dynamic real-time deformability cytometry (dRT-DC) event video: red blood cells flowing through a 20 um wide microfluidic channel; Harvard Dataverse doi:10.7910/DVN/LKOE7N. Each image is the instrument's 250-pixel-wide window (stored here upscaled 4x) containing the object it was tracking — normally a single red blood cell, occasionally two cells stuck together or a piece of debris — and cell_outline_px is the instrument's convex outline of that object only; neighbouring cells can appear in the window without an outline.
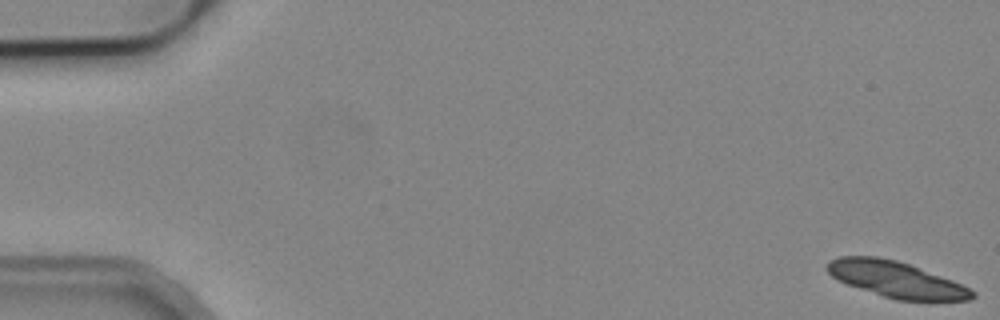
{"species": "common noctule bat (a hibernating species)", "species_latin": "Nyctalus noctula", "temperature_condition": "cold", "stored_images_in_passage": 6, "camera_frame_rate_fps": 3000, "um_per_image_px": 0.085, "animal": {"sex": "male", "body_mass_g": 19.2, "forearm_length_mm": 51.8}, "frame": {"image": 1, "passage_image": 1, "time_ms": 0.0, "image_size_px": [1000, 320], "cell_outline_px": [[976, 296], [972, 300], [896, 300], [836, 280], [824, 268], [828, 260], [840, 256], [876, 256], [896, 260], [908, 264], [952, 280], [976, 292]], "centroid_in_image_um": [76.13, 23.74], "position_along_channel_um": 8.9, "area_um2": 30.17}}
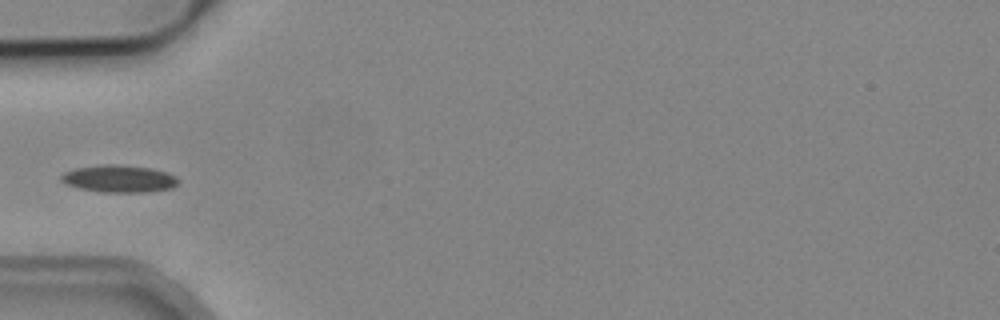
{"frame": {"image": 2, "passage_image": 6, "time_ms": 6.0, "image_size_px": [1000, 320], "cell_outline_px": [[180, 184], [172, 188], [148, 192], [100, 192], [80, 188], [64, 184], [60, 180], [60, 176], [64, 172], [76, 168], [104, 164], [112, 164], [152, 168], [168, 172], [176, 176], [180, 180]], "centroid_in_image_um": [10.15, 15.19], "position_along_channel_um": 74.8, "area_um2": 18.84}}